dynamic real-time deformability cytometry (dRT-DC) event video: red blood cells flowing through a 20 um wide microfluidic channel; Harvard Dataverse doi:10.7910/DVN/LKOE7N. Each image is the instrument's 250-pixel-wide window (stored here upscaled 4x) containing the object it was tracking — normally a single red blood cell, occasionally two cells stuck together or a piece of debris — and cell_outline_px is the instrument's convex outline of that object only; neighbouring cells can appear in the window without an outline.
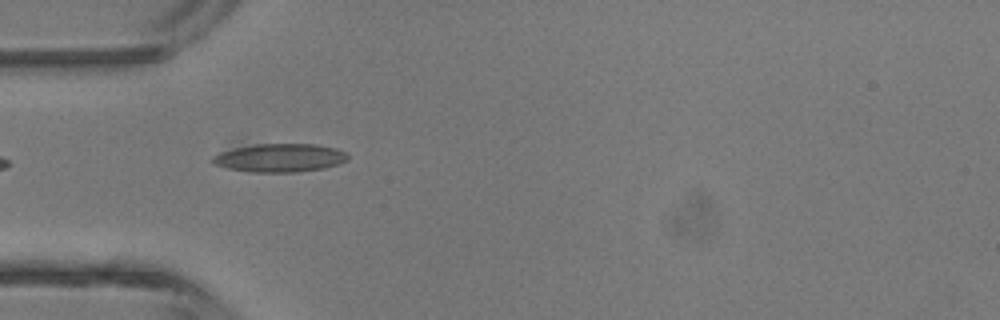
{"species": "common noctule bat (a hibernating species)", "species_latin": "Nyctalus noctula", "temperature_condition": "room temperature", "stored_images_in_passage": 5, "camera_frame_rate_fps": 3000, "um_per_image_px": 0.085, "animal": {"sex": "male", "body_mass_g": 13.3}, "frame": {"image": 1, "passage_image": 4, "time_ms": 3.667, "image_size_px": [1000, 320], "cell_outline_px": [[348, 160], [324, 168], [296, 172], [252, 172], [228, 168], [212, 164], [212, 160], [220, 152], [232, 148], [252, 144], [316, 144], [336, 148], [348, 152]], "centroid_in_image_um": [23.8, 13.41], "position_along_channel_um": 61.2, "area_um2": 22.37}}
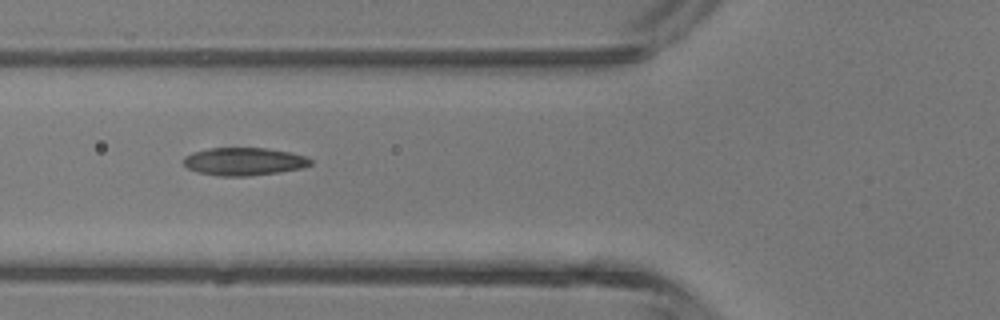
{"frame": {"image": 2, "passage_image": 5, "time_ms": 4.667, "image_size_px": [1000, 320], "cell_outline_px": [[312, 164], [304, 168], [280, 172], [248, 176], [220, 176], [200, 172], [188, 168], [184, 164], [184, 156], [192, 152], [208, 148], [264, 148], [288, 152], [304, 156], [312, 160]], "centroid_in_image_um": [20.75, 13.73], "position_along_channel_um": 105.1, "area_um2": 20.52}}